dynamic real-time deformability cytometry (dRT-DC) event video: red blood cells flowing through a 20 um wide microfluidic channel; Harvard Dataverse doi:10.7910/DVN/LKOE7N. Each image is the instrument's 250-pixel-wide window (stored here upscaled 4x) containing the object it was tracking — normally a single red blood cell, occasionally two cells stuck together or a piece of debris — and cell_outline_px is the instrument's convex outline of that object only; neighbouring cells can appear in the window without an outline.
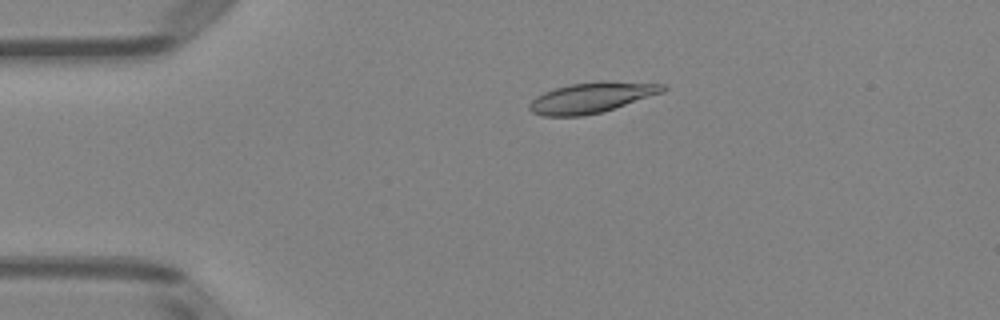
{"species": "Egyptian fruit bat (a non-hibernating species)", "species_latin": "Rousettus aegyptiacus", "temperature_condition": "room temperature", "stored_images_in_passage": 51, "camera_frame_rate_fps": 3000, "um_per_image_px": 0.085, "animal": {"sex": "female"}, "frame": {"image": 1, "passage_image": 11, "time_ms": 3.333, "image_size_px": [1000, 320], "cell_outline_px": [[668, 88], [664, 92], [604, 112], [584, 116], [544, 116], [532, 112], [528, 108], [528, 104], [536, 96], [544, 92], [556, 88], [572, 84], [596, 80], [604, 80], [664, 84]], "centroid_in_image_um": [50.31, 8.29], "position_along_channel_um": 34.7, "area_um2": 24.04}}
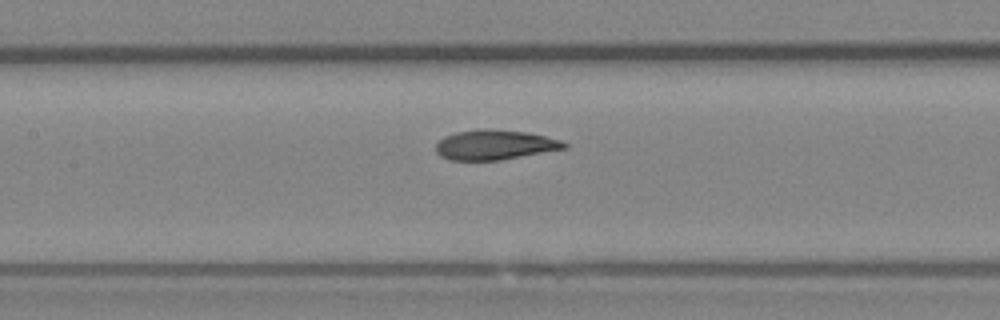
{"frame": {"image": 2, "passage_image": 24, "time_ms": 7.667, "image_size_px": [1000, 320], "cell_outline_px": [[568, 148], [500, 160], [448, 160], [440, 156], [436, 152], [436, 144], [444, 136], [456, 132], [484, 128], [488, 128], [524, 132], [544, 136], [560, 140], [568, 144]], "centroid_in_image_um": [42.03, 12.31], "position_along_channel_um": 165.4, "area_um2": 22.31}}
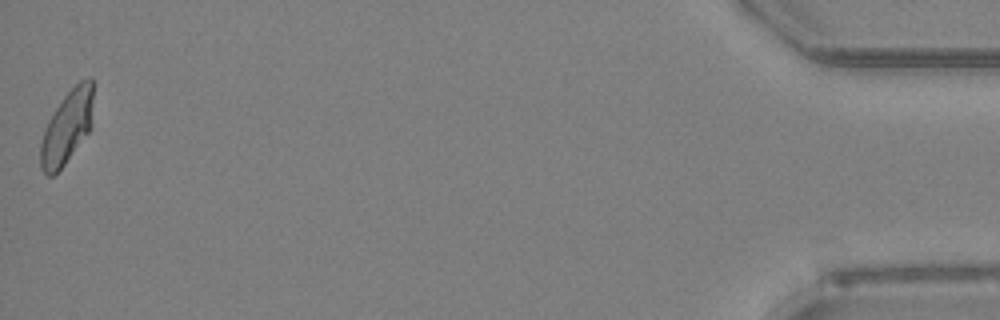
{"frame": {"image": 3, "passage_image": 51, "time_ms": 16.667, "image_size_px": [1000, 320], "cell_outline_px": [[92, 128], [64, 164], [52, 176], [48, 176], [40, 168], [40, 144], [48, 120], [64, 96], [80, 80], [88, 76], [92, 76]], "centroid_in_image_um": [5.7, 10.79], "position_along_channel_um": 429.5, "area_um2": 22.31}, "authors_computed_cell_mechanics": {"area_um2": 23.0044, "velocity_mm_per_s": 3.9833, "shape_relaxation_time_tau1_ms": 8.6208, "shape_relaxation_time_tau2_ms": 1.1123, "deformation_change_tau1": 0.2338, "deformation_change_tau2": 0.049}}